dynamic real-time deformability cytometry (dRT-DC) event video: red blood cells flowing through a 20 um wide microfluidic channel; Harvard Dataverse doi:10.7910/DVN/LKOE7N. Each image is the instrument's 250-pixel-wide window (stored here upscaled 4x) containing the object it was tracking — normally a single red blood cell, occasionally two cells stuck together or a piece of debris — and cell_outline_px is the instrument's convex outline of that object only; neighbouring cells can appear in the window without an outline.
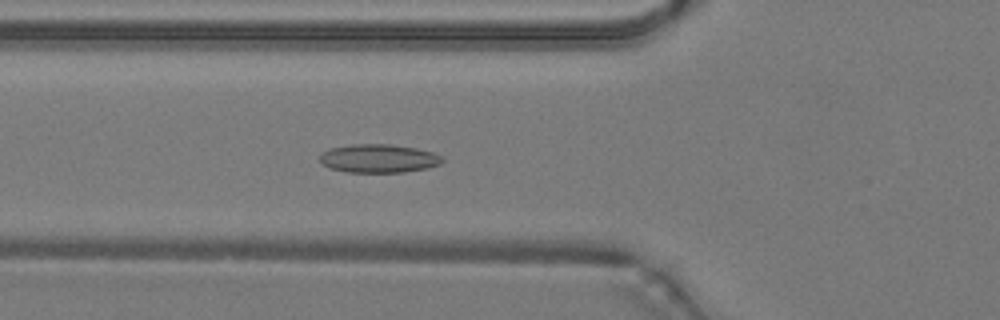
{"species": "common noctule bat (a hibernating species)", "species_latin": "Nyctalus noctula", "temperature_condition": "warm", "stored_images_in_passage": 32, "camera_frame_rate_fps": 3000, "um_per_image_px": 0.085, "animal": {"sex": "male", "body_mass_g": 19.2, "forearm_length_mm": 51.8}, "frame": {"image": 1, "passage_image": 18, "time_ms": 5.667, "image_size_px": [1000, 320], "cell_outline_px": [[444, 160], [440, 164], [428, 168], [404, 172], [344, 172], [332, 168], [324, 164], [320, 160], [320, 156], [328, 148], [352, 144], [392, 144], [416, 148], [432, 152], [444, 156]], "centroid_in_image_um": [32.23, 13.46], "position_along_channel_um": 93.6, "area_um2": 20.4}}
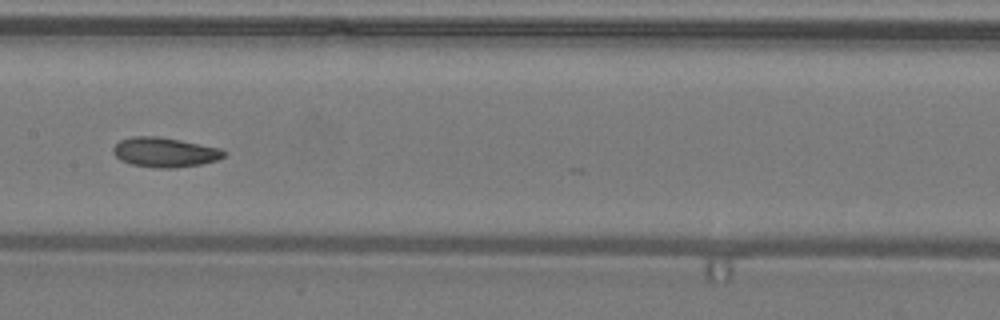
{"frame": {"image": 2, "passage_image": 25, "time_ms": 8.0, "image_size_px": [1000, 320], "cell_outline_px": [[224, 156], [216, 160], [200, 164], [176, 168], [156, 168], [132, 164], [120, 160], [112, 152], [112, 148], [120, 140], [132, 136], [156, 136], [180, 140], [220, 148], [224, 152]], "centroid_in_image_um": [13.96, 12.94], "position_along_channel_um": 193.4, "area_um2": 19.02}}
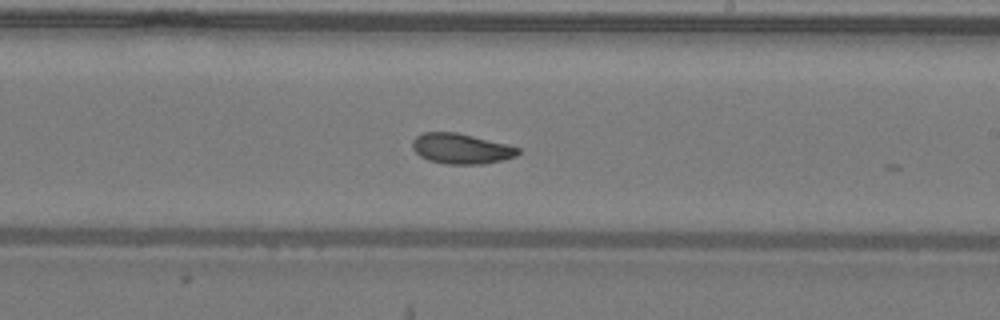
{"frame": {"image": 3, "passage_image": 29, "time_ms": 9.333, "image_size_px": [1000, 320], "cell_outline_px": [[520, 152], [516, 156], [504, 160], [484, 164], [448, 164], [428, 160], [420, 156], [412, 148], [412, 140], [416, 136], [424, 132], [456, 132], [508, 144], [520, 148]], "centroid_in_image_um": [39.21, 12.64], "position_along_channel_um": 249.8, "area_um2": 18.79}}